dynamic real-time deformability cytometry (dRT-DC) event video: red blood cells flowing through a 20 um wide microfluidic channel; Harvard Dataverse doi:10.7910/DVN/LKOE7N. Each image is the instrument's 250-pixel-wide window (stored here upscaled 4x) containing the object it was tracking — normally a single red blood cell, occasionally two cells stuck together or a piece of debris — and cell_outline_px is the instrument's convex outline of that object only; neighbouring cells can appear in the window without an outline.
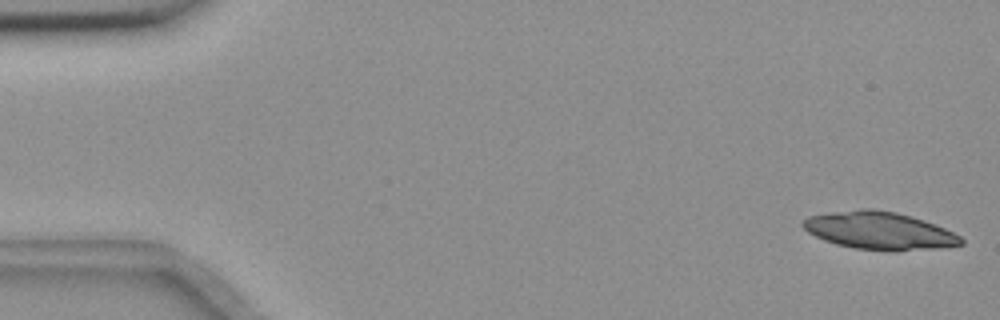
{"species": "common noctule bat (a hibernating species)", "species_latin": "Nyctalus noctula", "temperature_condition": "room temperature", "stored_images_in_passage": 16, "camera_frame_rate_fps": 3000, "um_per_image_px": 0.085, "animal": {"sex": "female", "body_mass_g": 18.4}, "frame": {"image": 1, "passage_image": 1, "time_ms": 0.0, "image_size_px": [1000, 320], "cell_outline_px": [[964, 244], [932, 248], [856, 248], [836, 244], [824, 240], [808, 232], [800, 224], [808, 216], [832, 212], [860, 208], [872, 208], [896, 212], [912, 216], [924, 220], [944, 228], [960, 236], [964, 240]], "centroid_in_image_um": [74.69, 19.55], "position_along_channel_um": 10.3, "area_um2": 33.58}}